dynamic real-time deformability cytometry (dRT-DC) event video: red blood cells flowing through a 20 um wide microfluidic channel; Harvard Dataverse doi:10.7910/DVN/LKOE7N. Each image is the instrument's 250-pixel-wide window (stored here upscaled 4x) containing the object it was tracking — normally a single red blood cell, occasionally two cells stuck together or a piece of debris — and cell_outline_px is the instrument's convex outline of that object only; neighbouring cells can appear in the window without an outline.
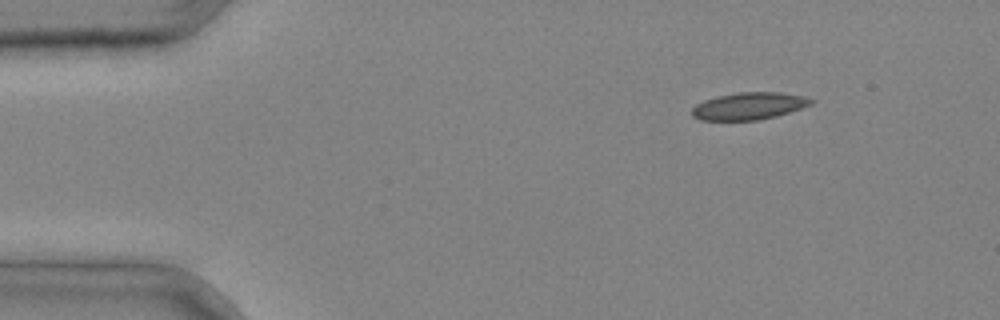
{"species": "common noctule bat (a hibernating species)", "species_latin": "Nyctalus noctula", "temperature_condition": "cold", "stored_images_in_passage": 3, "camera_frame_rate_fps": 3000, "um_per_image_px": 0.085, "animal": {"sex": "male", "body_mass_g": 20.4}, "frame": {"image": 1, "passage_image": 1, "time_ms": 0.0, "image_size_px": [1000, 320], "cell_outline_px": [[816, 100], [812, 104], [776, 116], [760, 120], [700, 120], [692, 116], [692, 108], [696, 104], [704, 100], [736, 92], [780, 92], [804, 96]], "centroid_in_image_um": [63.67, 9.01], "position_along_channel_um": 21.3, "area_um2": 18.84}}
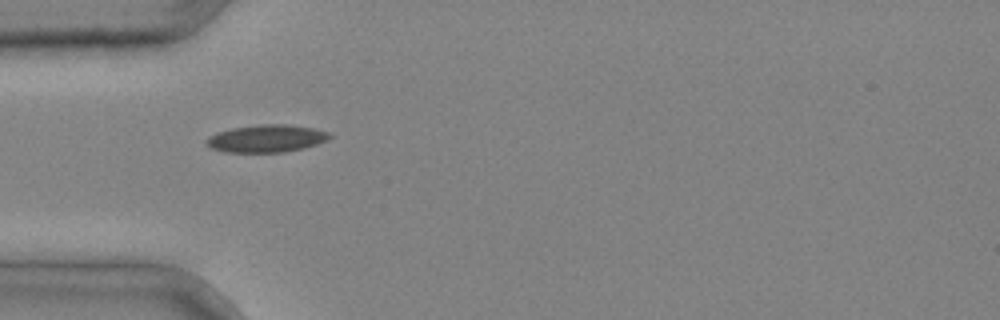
{"frame": {"image": 2, "passage_image": 3, "time_ms": 0.667, "image_size_px": [1000, 320], "cell_outline_px": [[332, 136], [328, 140], [304, 148], [284, 152], [224, 152], [212, 148], [204, 144], [208, 136], [232, 128], [260, 124], [288, 124], [312, 128], [328, 132]], "centroid_in_image_um": [22.65, 11.77], "position_along_channel_um": 62.4, "area_um2": 19.71}}